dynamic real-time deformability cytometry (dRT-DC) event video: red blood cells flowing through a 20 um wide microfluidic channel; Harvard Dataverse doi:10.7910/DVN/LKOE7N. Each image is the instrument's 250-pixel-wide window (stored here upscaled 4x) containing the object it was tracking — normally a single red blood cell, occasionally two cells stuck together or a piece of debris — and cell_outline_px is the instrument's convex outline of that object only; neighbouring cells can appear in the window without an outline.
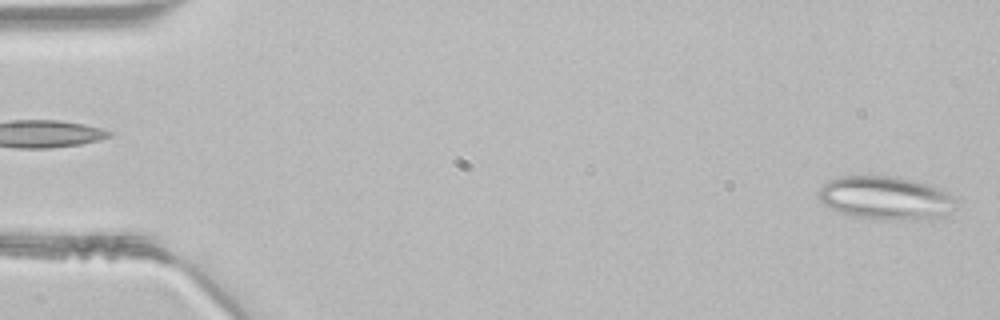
{"species": "common noctule bat (a hibernating species)", "species_latin": "Nyctalus noctula", "temperature_condition": "room temperature", "stored_images_in_passage": 46, "segment_of_instrument_passage": [1, 2], "camera_frame_rate_fps": 3000, "um_per_image_px": 0.085, "animal": {"sex": "male", "body_mass_g": 21.5, "forearm_length_mm": 52.0}, "frame": {"image": 1, "passage_image": 1, "time_ms": 0.0, "image_size_px": [1000, 320], "cell_outline_px": [[960, 204], [948, 216], [932, 220], [880, 220], [856, 216], [840, 212], [824, 204], [820, 200], [820, 188], [828, 180], [836, 176], [896, 176], [916, 180], [932, 184], [948, 192]], "centroid_in_image_um": [75.41, 16.84], "position_along_channel_um": 9.6, "area_um2": 35.6}}